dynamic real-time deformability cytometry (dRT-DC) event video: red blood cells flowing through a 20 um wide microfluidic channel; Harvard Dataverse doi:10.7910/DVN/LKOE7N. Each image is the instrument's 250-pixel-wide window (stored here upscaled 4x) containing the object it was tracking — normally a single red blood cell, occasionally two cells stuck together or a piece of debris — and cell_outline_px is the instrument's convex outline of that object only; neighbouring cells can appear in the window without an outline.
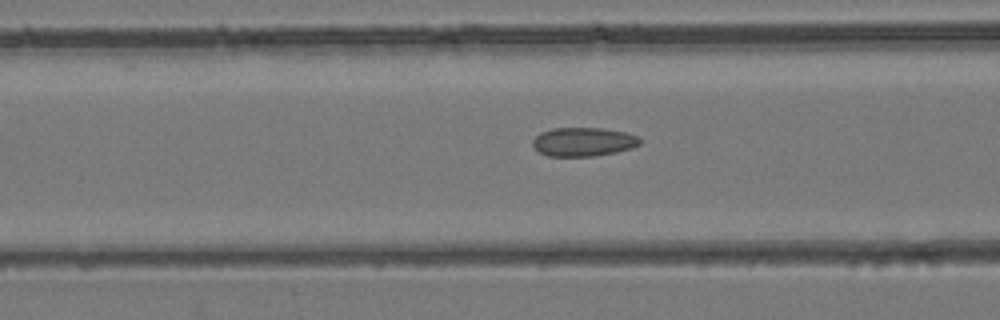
{"species": "common noctule bat (a hibernating species)", "species_latin": "Nyctalus noctula", "temperature_condition": "room temperature", "stored_images_in_passage": 45, "camera_frame_rate_fps": 3000, "um_per_image_px": 0.085, "animal": {"sex": "female", "body_mass_g": 24.6, "forearm_length_mm": 56.2}, "frame": {"image": 1, "passage_image": 18, "time_ms": 5.667, "image_size_px": [1000, 320], "cell_outline_px": [[644, 140], [640, 144], [632, 148], [616, 152], [592, 156], [548, 156], [540, 152], [532, 144], [532, 140], [540, 132], [552, 128], [600, 128], [628, 132]], "centroid_in_image_um": [49.61, 12.05], "position_along_channel_um": 117.0, "area_um2": 18.09}}
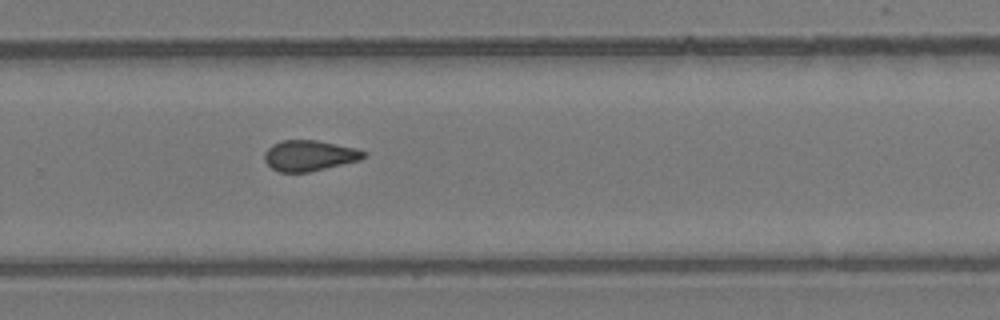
{"frame": {"image": 2, "passage_image": 30, "time_ms": 9.667, "image_size_px": [1000, 320], "cell_outline_px": [[364, 156], [360, 160], [308, 172], [280, 172], [272, 168], [264, 160], [264, 152], [272, 144], [284, 140], [316, 140], [356, 148], [364, 152]], "centroid_in_image_um": [26.25, 13.22], "position_along_channel_um": 303.5, "area_um2": 17.51}}
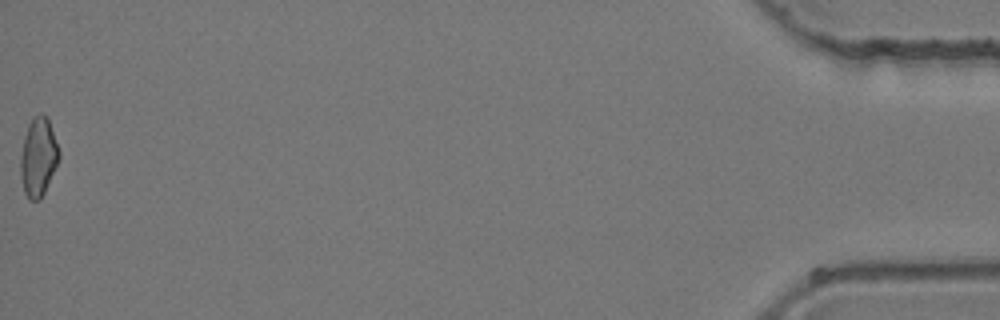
{"frame": {"image": 3, "passage_image": 45, "time_ms": 14.667, "image_size_px": [1000, 320], "cell_outline_px": [[60, 156], [44, 192], [40, 200], [28, 200], [24, 192], [20, 176], [20, 156], [24, 136], [28, 124], [32, 116], [40, 112], [48, 116], [60, 152]], "centroid_in_image_um": [3.24, 13.3], "position_along_channel_um": 432.0, "area_um2": 17.86}}